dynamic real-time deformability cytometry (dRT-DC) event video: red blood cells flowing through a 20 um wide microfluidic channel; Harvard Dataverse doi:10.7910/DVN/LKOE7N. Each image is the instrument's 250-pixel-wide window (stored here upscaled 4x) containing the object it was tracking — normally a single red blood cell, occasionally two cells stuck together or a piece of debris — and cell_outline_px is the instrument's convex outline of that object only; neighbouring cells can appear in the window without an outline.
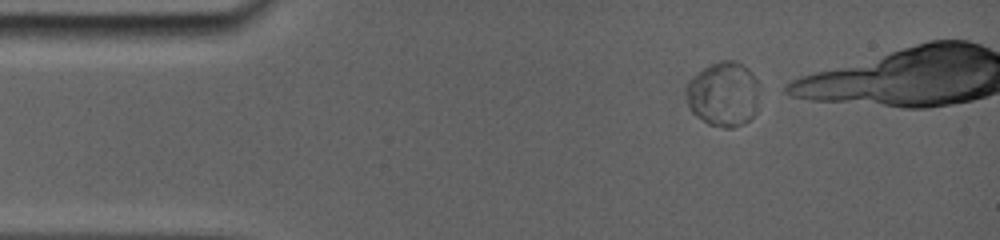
{"species": "common noctule bat (a hibernating species)", "species_latin": "Nyctalus noctula", "temperature_condition": "room temperature", "stored_images_in_passage": 8, "camera_frame_rate_fps": 5000, "um_per_image_px": 0.085, "animal": {"sex": "female", "body_mass_g": 19.0, "forearm_length_mm": 56.7}, "frame": {"image": 1, "passage_image": 1, "time_ms": 0.0, "image_size_px": [1000, 240], "cell_outline_px": [[760, 88], [752, 116], [748, 120], [732, 128], [728, 128], [708, 124], [692, 112], [688, 108], [684, 92], [684, 88], [688, 80], [704, 68], [720, 60], [732, 60], [748, 68], [752, 72], [760, 84]], "centroid_in_image_um": [61.45, 7.98], "position_along_channel_um": 23.5, "area_um2": 27.74}}